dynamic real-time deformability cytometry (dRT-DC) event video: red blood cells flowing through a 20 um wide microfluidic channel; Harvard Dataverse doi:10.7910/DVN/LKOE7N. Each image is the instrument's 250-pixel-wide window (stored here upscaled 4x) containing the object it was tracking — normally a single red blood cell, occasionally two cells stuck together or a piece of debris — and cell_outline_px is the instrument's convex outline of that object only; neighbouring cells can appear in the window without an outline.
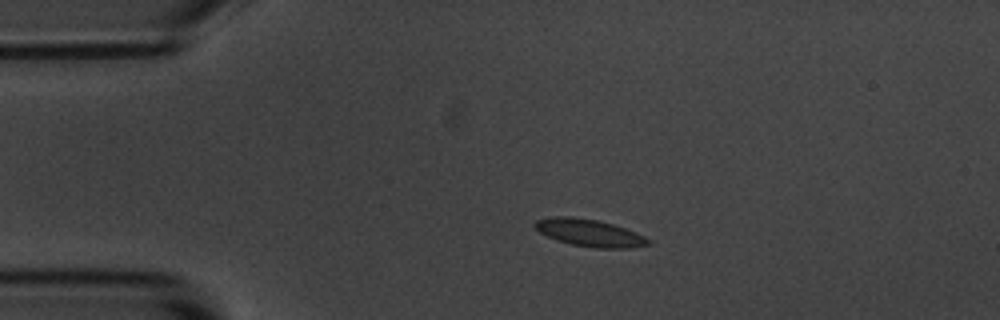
{"species": "common noctule bat (a hibernating species)", "species_latin": "Nyctalus noctula", "temperature_condition": "room temperature", "stored_images_in_passage": 5, "camera_frame_rate_fps": 3000, "um_per_image_px": 0.085, "animal": {"sex": "male", "body_mass_g": 20.1, "forearm_length_mm": 53.5}, "frame": {"image": 1, "passage_image": 3, "time_ms": 2.333, "image_size_px": [1000, 320], "cell_outline_px": [[652, 244], [628, 248], [596, 248], [572, 244], [556, 240], [540, 232], [532, 224], [536, 220], [552, 216], [572, 216], [596, 220], [612, 224], [624, 228], [644, 236], [652, 240]], "centroid_in_image_um": [50.1, 19.79], "position_along_channel_um": 34.9, "area_um2": 17.92}}
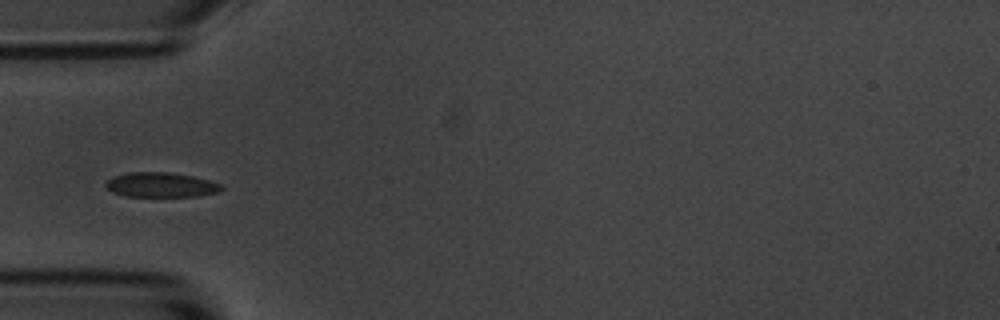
{"frame": {"image": 2, "passage_image": 5, "time_ms": 4.333, "image_size_px": [1000, 320], "cell_outline_px": [[224, 188], [220, 192], [200, 196], [124, 196], [112, 192], [104, 184], [112, 176], [128, 172], [168, 172], [192, 176], [208, 180], [220, 184]], "centroid_in_image_um": [13.67, 15.71], "position_along_channel_um": 71.3, "area_um2": 16.7}}